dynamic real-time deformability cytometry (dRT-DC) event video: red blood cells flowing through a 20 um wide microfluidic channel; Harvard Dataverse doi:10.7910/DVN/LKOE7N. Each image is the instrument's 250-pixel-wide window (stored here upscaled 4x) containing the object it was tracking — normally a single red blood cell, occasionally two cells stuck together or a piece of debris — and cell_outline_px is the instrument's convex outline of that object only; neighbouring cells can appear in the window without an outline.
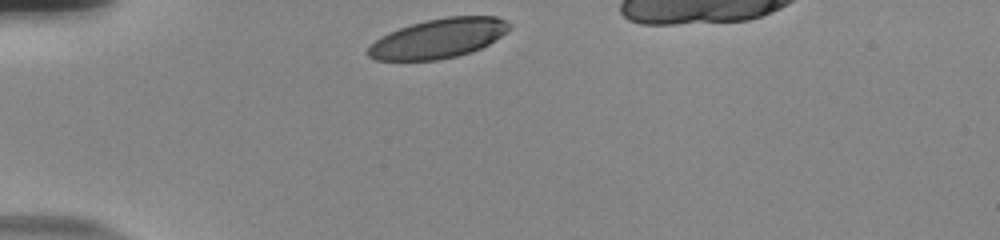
{"species": "human", "species_latin": "Homo sapiens", "temperature_condition": "room temperature", "stored_images_in_passage": 32, "camera_frame_rate_fps": 3000, "um_per_image_px": 0.085, "donor": {"sex": "male"}, "frame": {"image": 1, "passage_image": 1, "time_ms": 0.0, "image_size_px": [1000, 240], "cell_outline_px": [[512, 28], [488, 44], [472, 52], [456, 56], [436, 60], [376, 60], [368, 56], [364, 52], [368, 44], [380, 36], [388, 32], [412, 24], [428, 20], [448, 16], [496, 16], [512, 24]], "centroid_in_image_um": [37.22, 3.27], "position_along_channel_um": 47.8, "area_um2": 32.66}}
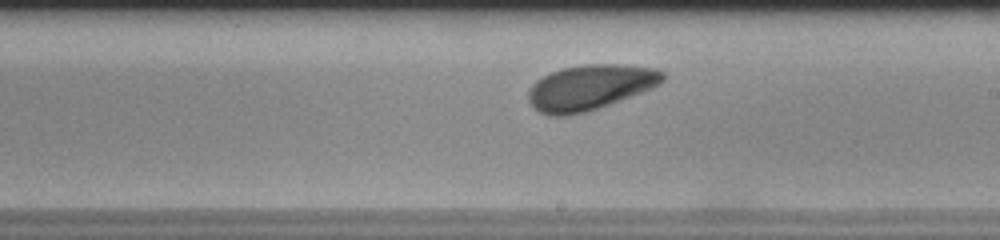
{"frame": {"image": 2, "passage_image": 19, "time_ms": 6.0, "image_size_px": [1000, 240], "cell_outline_px": [[664, 80], [660, 84], [652, 88], [608, 104], [584, 112], [568, 116], [552, 116], [540, 112], [532, 108], [528, 100], [528, 92], [532, 84], [536, 80], [560, 68], [584, 64], [620, 64], [656, 68], [664, 72]], "centroid_in_image_um": [50.13, 7.41], "position_along_channel_um": 238.9, "area_um2": 35.37}}
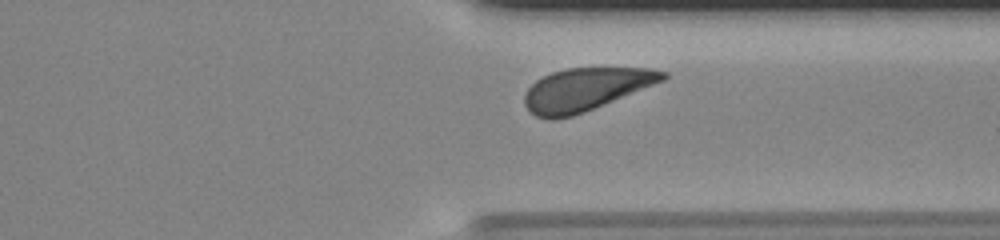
{"frame": {"image": 3, "passage_image": 29, "time_ms": 9.333, "image_size_px": [1000, 240], "cell_outline_px": [[668, 76], [664, 80], [584, 112], [572, 116], [556, 120], [548, 120], [536, 116], [524, 104], [524, 96], [528, 88], [536, 80], [552, 72], [564, 68], [648, 68], [668, 72]], "centroid_in_image_um": [49.75, 7.6], "position_along_channel_um": 361.7, "area_um2": 34.22}, "authors_computed_cell_mechanics": {"area_um2": 34.7667, "velocity_mm_per_s": 3.6686, "shape_relaxation_time_tau1_ms": 3.2981, "shape_relaxation_time_tau2_ms": null, "deformation_change_tau1": 0.1432, "deformation_change_tau2": null}}